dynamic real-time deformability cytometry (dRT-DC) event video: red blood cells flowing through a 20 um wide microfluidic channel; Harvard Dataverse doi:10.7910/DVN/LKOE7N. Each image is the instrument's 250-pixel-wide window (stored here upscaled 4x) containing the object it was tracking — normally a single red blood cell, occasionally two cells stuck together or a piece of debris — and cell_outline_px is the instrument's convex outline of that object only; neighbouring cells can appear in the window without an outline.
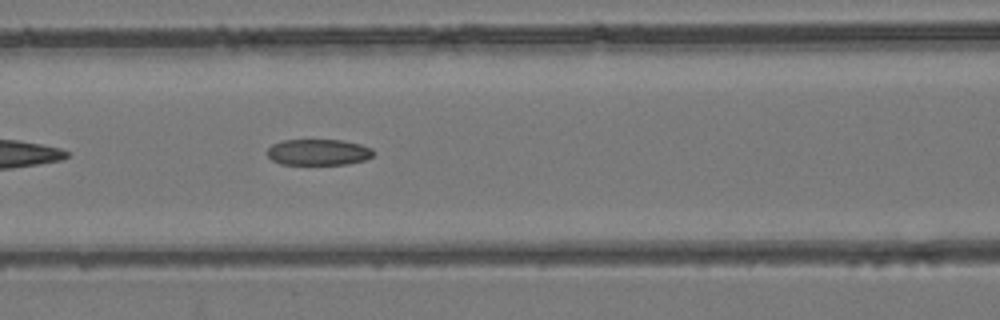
{"species": "common noctule bat (a hibernating species)", "species_latin": "Nyctalus noctula", "temperature_condition": "room temperature", "stored_images_in_passage": 30, "camera_frame_rate_fps": 3000, "um_per_image_px": 0.085, "animal": {"sex": "female", "body_mass_g": 24.6, "forearm_length_mm": 56.2}, "frame": {"image": 1, "passage_image": 7, "time_ms": 2.0, "image_size_px": [1000, 320], "cell_outline_px": [[376, 152], [372, 156], [364, 160], [348, 164], [280, 164], [272, 160], [268, 156], [268, 148], [272, 144], [284, 140], [344, 140], [360, 144], [372, 148]], "centroid_in_image_um": [27.09, 12.93], "position_along_channel_um": 139.5, "area_um2": 16.18}}
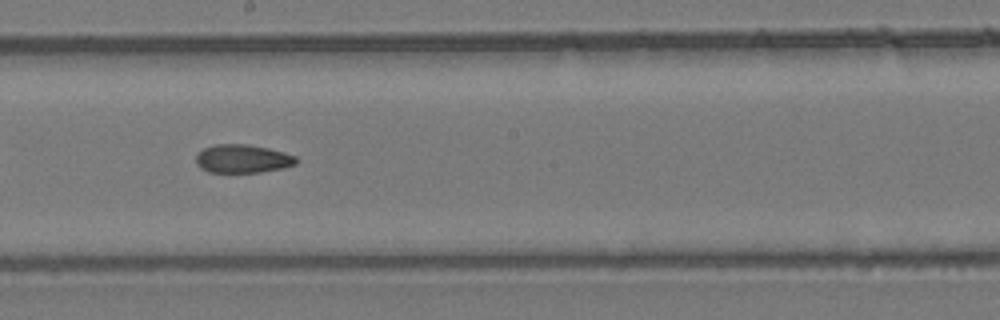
{"frame": {"image": 2, "passage_image": 13, "time_ms": 4.0, "image_size_px": [1000, 320], "cell_outline_px": [[296, 164], [280, 168], [260, 172], [208, 172], [200, 168], [196, 164], [196, 156], [204, 148], [216, 144], [248, 144], [268, 148], [284, 152], [296, 156]], "centroid_in_image_um": [20.6, 13.49], "position_along_channel_um": 227.6, "area_um2": 16.47}}
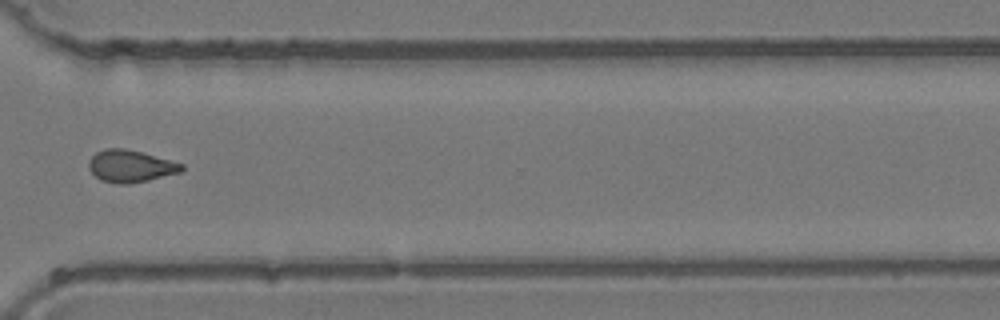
{"frame": {"image": 3, "passage_image": 22, "time_ms": 7.0, "image_size_px": [1000, 320], "cell_outline_px": [[184, 168], [180, 172], [148, 180], [128, 184], [116, 184], [100, 180], [88, 168], [88, 160], [96, 152], [104, 148], [124, 148], [140, 152], [184, 164]], "centroid_in_image_um": [11.05, 14.12], "position_along_channel_um": 359.5, "area_um2": 17.34}}